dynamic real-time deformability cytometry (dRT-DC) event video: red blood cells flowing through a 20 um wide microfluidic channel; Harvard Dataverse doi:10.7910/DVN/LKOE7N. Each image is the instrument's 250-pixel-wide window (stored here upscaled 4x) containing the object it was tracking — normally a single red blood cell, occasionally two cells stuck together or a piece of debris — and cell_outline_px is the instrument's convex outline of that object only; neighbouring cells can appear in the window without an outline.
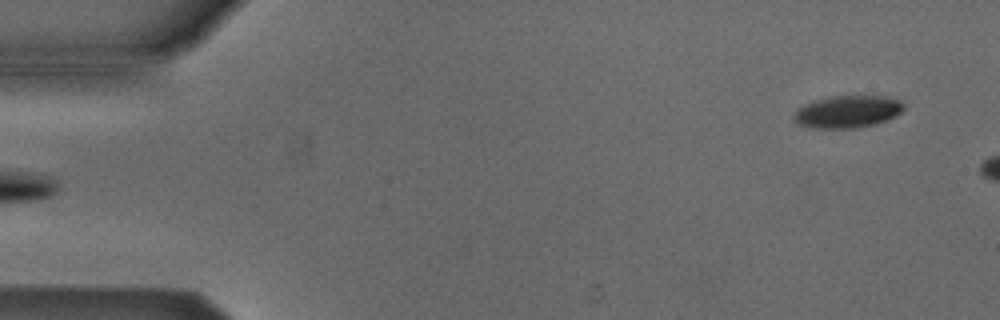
{"species": "Egyptian fruit bat (a non-hibernating species)", "species_latin": "Rousettus aegyptiacus", "temperature_condition": "cold", "stored_images_in_passage": 5, "segment_of_instrument_passage": [2, 2], "camera_frame_rate_fps": 3000, "um_per_image_px": 0.085, "animal": {"sex": "male"}, "frame": {"image": 1, "passage_image": 5, "time_ms": 1.333, "image_size_px": [1000, 320], "cell_outline_px": [[904, 108], [896, 116], [876, 124], [856, 128], [812, 128], [796, 124], [792, 120], [792, 116], [796, 108], [812, 100], [828, 96], [896, 96], [904, 104]], "centroid_in_image_um": [72.01, 9.48], "position_along_channel_um": 13.0, "area_um2": 21.27}}